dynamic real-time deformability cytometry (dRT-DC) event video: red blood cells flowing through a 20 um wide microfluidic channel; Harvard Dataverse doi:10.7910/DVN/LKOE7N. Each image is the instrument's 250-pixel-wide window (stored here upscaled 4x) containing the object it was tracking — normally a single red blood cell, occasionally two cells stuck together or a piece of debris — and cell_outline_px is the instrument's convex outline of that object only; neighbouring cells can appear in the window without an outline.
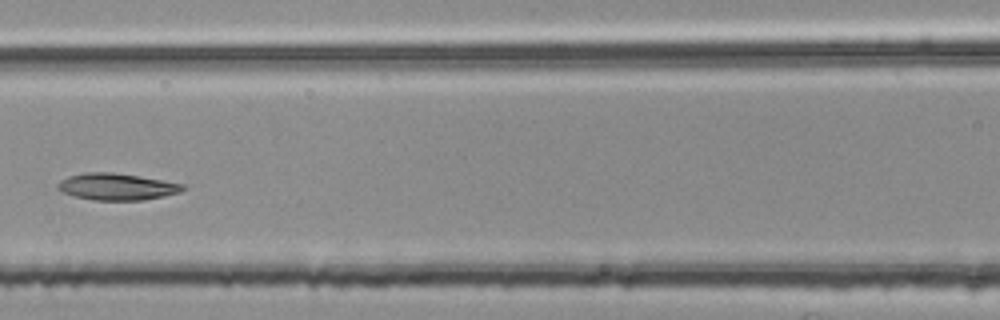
{"species": "common noctule bat (a hibernating species)", "species_latin": "Nyctalus noctula", "temperature_condition": "room temperature", "stored_images_in_passage": 6, "camera_frame_rate_fps": 3000, "um_per_image_px": 0.085, "animal": {"sex": "female", "body_mass_g": 25.1}, "frame": {"image": 1, "passage_image": 6, "time_ms": 1.667, "image_size_px": [1000, 320], "cell_outline_px": [[184, 188], [180, 192], [164, 196], [144, 200], [96, 200], [76, 196], [60, 192], [56, 188], [56, 184], [60, 180], [68, 176], [84, 172], [112, 172], [184, 184]], "centroid_in_image_um": [9.86, 15.87], "position_along_channel_um": 156.7, "area_um2": 19.36}}